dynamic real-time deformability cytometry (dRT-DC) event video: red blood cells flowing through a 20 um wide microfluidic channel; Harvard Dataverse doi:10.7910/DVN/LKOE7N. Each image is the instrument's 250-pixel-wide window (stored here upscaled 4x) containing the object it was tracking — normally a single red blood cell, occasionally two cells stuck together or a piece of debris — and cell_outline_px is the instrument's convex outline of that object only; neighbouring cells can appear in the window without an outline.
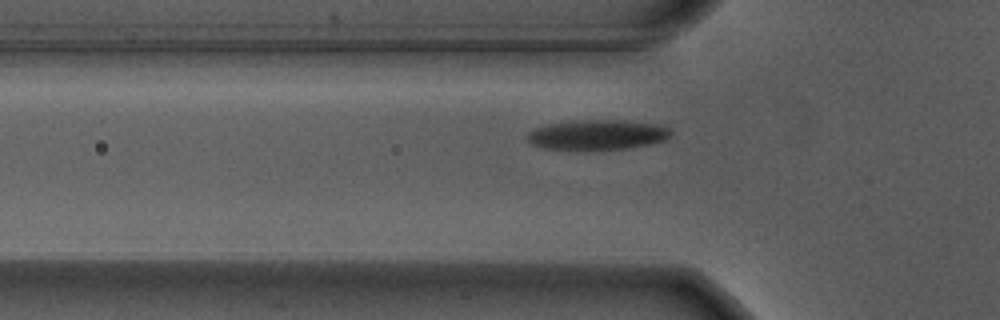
{"species": "Egyptian fruit bat (a non-hibernating species)", "species_latin": "Rousettus aegyptiacus", "temperature_condition": "warm", "stored_images_in_passage": 33, "camera_frame_rate_fps": 3000, "um_per_image_px": 0.085, "animal": {"sex": "male"}, "frame": {"image": 1, "passage_image": 2, "time_ms": 0.333, "image_size_px": [1000, 320], "cell_outline_px": [[672, 136], [664, 140], [648, 144], [628, 148], [588, 152], [540, 148], [524, 140], [524, 136], [532, 128], [544, 124], [588, 120], [620, 120], [660, 124], [668, 128], [672, 132]], "centroid_in_image_um": [50.68, 11.49], "position_along_channel_um": 75.1, "area_um2": 26.13}}
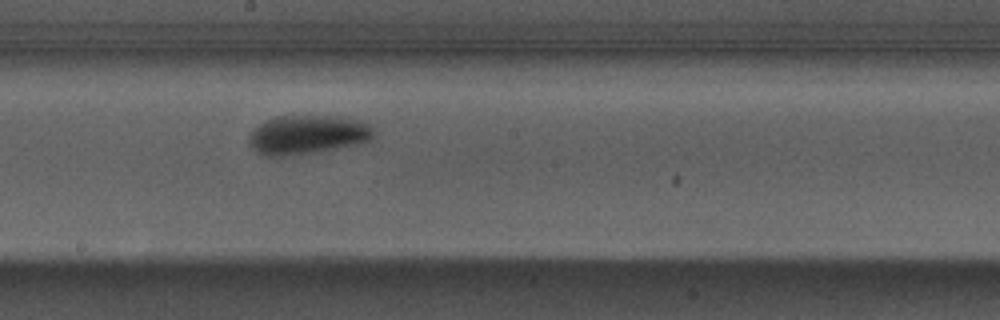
{"frame": {"image": 2, "passage_image": 14, "time_ms": 4.333, "image_size_px": [1000, 320], "cell_outline_px": [[376, 132], [368, 140], [356, 144], [332, 148], [280, 156], [264, 156], [248, 144], [248, 136], [260, 124], [276, 116], [340, 116], [368, 124]], "centroid_in_image_um": [26.1, 11.43], "position_along_channel_um": 222.1, "area_um2": 27.51}}
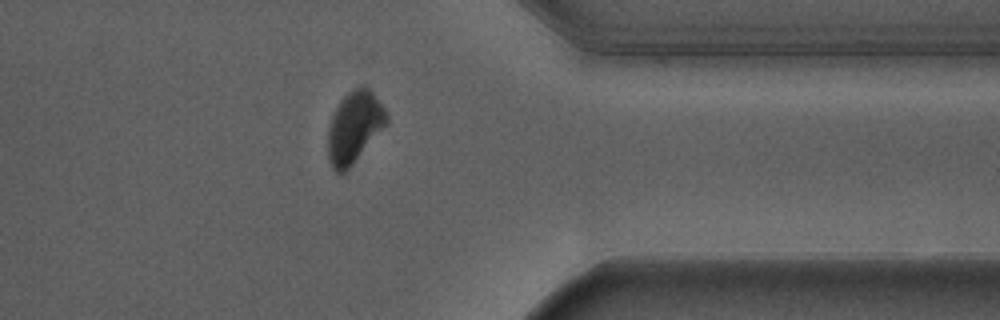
{"frame": {"image": 3, "passage_image": 28, "time_ms": 9.0, "image_size_px": [1000, 320], "cell_outline_px": [[388, 124], [348, 168], [344, 172], [336, 172], [332, 168], [328, 160], [328, 128], [332, 116], [340, 100], [352, 88], [360, 84], [368, 84], [384, 108], [388, 116]], "centroid_in_image_um": [30.13, 10.74], "position_along_channel_um": 381.3, "area_um2": 24.62}}